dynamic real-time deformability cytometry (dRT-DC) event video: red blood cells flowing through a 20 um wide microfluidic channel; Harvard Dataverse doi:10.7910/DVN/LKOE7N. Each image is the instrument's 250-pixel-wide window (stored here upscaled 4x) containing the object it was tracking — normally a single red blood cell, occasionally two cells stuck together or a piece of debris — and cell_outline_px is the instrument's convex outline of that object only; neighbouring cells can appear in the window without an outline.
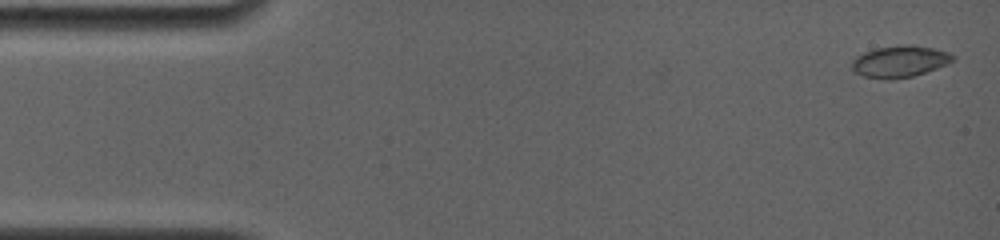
{"species": "common noctule bat (a hibernating species)", "species_latin": "Nyctalus noctula", "temperature_condition": "room temperature", "stored_images_in_passage": 65, "camera_frame_rate_fps": 4000, "um_per_image_px": 0.085, "animal": {"sex": "female", "body_mass_g": 19.0, "forearm_length_mm": 56.7}, "frame": {"image": 1, "passage_image": 2, "time_ms": 0.25, "image_size_px": [1000, 240], "cell_outline_px": [[952, 60], [944, 64], [924, 72], [912, 76], [864, 76], [856, 72], [852, 68], [852, 60], [856, 56], [864, 52], [880, 48], [932, 48], [944, 52], [952, 56]], "centroid_in_image_um": [76.4, 5.23], "position_along_channel_um": 8.6, "area_um2": 16.42}}
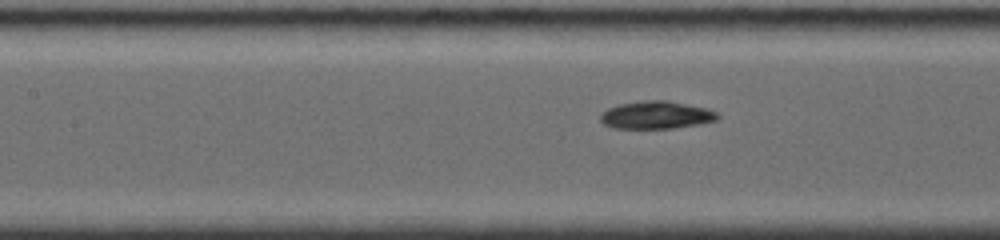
{"frame": {"image": 2, "passage_image": 29, "time_ms": 7.0, "image_size_px": [1000, 240], "cell_outline_px": [[720, 116], [716, 120], [700, 124], [672, 128], [612, 128], [604, 124], [600, 120], [600, 112], [608, 108], [620, 104], [644, 100], [668, 100], [708, 108], [716, 112]], "centroid_in_image_um": [55.77, 9.77], "position_along_channel_um": 151.6, "area_um2": 19.02}}
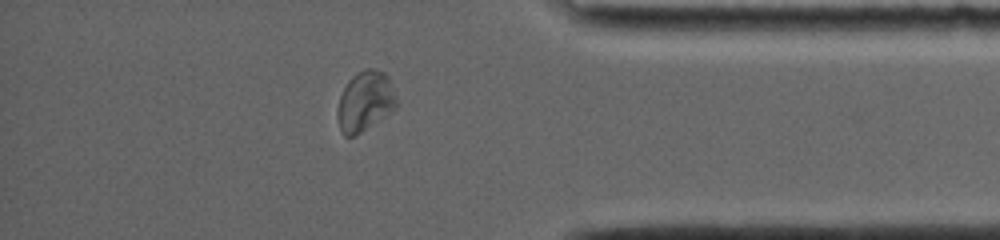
{"frame": {"image": 3, "passage_image": 56, "time_ms": 13.75, "image_size_px": [1000, 240], "cell_outline_px": [[400, 104], [396, 108], [356, 136], [344, 136], [340, 132], [336, 116], [336, 112], [340, 96], [348, 80], [356, 72], [364, 68], [372, 68], [384, 72], [388, 76]], "centroid_in_image_um": [31.03, 8.61], "position_along_channel_um": 404.2, "area_um2": 21.1}, "authors_computed_cell_mechanics": {"area_um2": 18.9006, "velocity_mm_per_s": 3.8808, "shape_relaxation_time_tau1_ms": 3.2879, "shape_relaxation_time_tau2_ms": 1.9304, "deformation_change_tau1": 0.1296, "deformation_change_tau2": 0.0691}}